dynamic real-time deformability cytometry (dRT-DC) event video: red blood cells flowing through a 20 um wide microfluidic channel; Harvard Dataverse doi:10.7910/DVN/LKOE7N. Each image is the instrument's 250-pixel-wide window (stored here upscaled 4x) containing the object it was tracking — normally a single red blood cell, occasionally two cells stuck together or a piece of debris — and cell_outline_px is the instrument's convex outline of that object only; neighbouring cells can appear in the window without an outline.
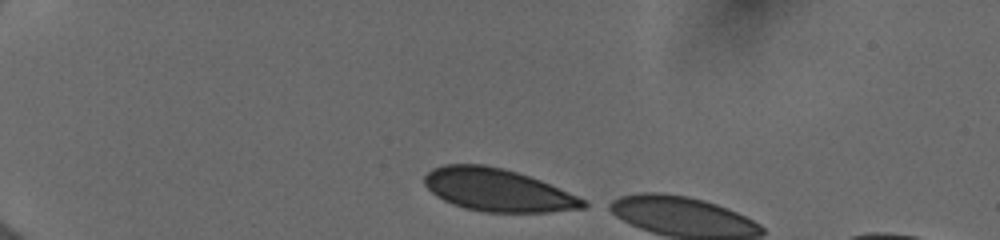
{"species": "human", "species_latin": "Homo sapiens", "temperature_condition": "cold", "stored_images_in_passage": 4, "camera_frame_rate_fps": 3000, "um_per_image_px": 0.085, "donor": {"sex": "female"}, "frame": {"image": 1, "passage_image": 1, "time_ms": 0.0, "image_size_px": [1000, 240], "cell_outline_px": [[592, 204], [584, 208], [548, 212], [484, 212], [464, 208], [452, 204], [436, 196], [424, 184], [424, 176], [432, 168], [444, 164], [484, 164], [504, 168], [540, 180], [588, 200]], "centroid_in_image_um": [42.32, 16.15], "position_along_channel_um": 42.7, "area_um2": 39.65}}